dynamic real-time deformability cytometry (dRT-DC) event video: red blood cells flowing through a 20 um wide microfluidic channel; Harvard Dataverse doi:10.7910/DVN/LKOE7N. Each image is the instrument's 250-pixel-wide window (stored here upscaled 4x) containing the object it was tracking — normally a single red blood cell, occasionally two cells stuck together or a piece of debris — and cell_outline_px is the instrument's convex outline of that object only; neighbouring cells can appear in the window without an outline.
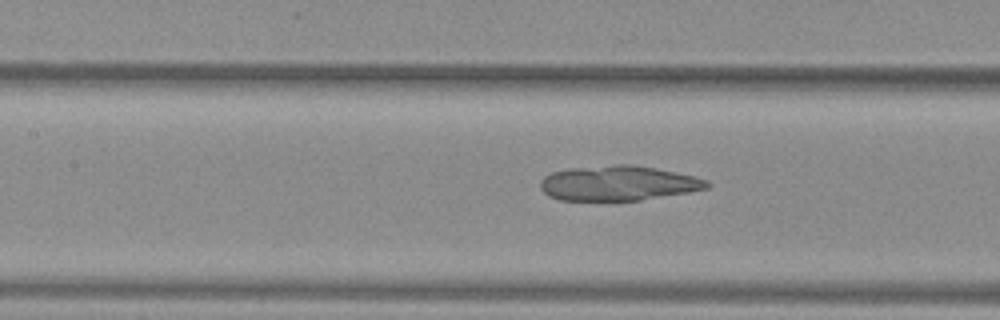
{"species": "common noctule bat (a hibernating species)", "species_latin": "Nyctalus noctula", "temperature_condition": "warm", "stored_images_in_passage": 48, "camera_frame_rate_fps": 3000, "um_per_image_px": 0.085, "animal": {"sex": "female", "body_mass_g": 29.2, "forearm_length_mm": 56.3}, "frame": {"image": 1, "passage_image": 21, "time_ms": 6.667, "image_size_px": [1000, 320], "cell_outline_px": [[712, 184], [708, 188], [688, 192], [640, 200], [560, 200], [548, 196], [540, 188], [540, 180], [544, 176], [552, 172], [568, 168], [616, 164], [632, 164], [656, 168], [696, 176], [708, 180]], "centroid_in_image_um": [52.55, 15.56], "position_along_channel_um": 154.8, "area_um2": 34.1}}
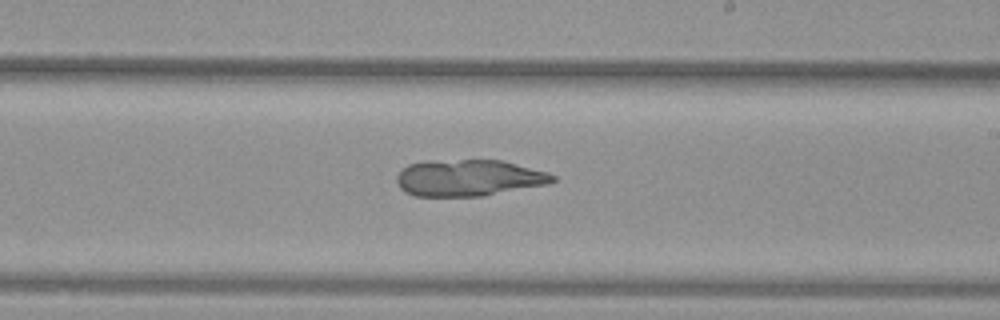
{"frame": {"image": 2, "passage_image": 28, "time_ms": 9.0, "image_size_px": [1000, 320], "cell_outline_px": [[556, 180], [548, 184], [484, 196], [416, 196], [404, 192], [400, 188], [396, 180], [396, 176], [408, 164], [428, 160], [504, 160], [548, 172], [556, 176]], "centroid_in_image_um": [39.85, 15.11], "position_along_channel_um": 249.1, "area_um2": 33.47}}
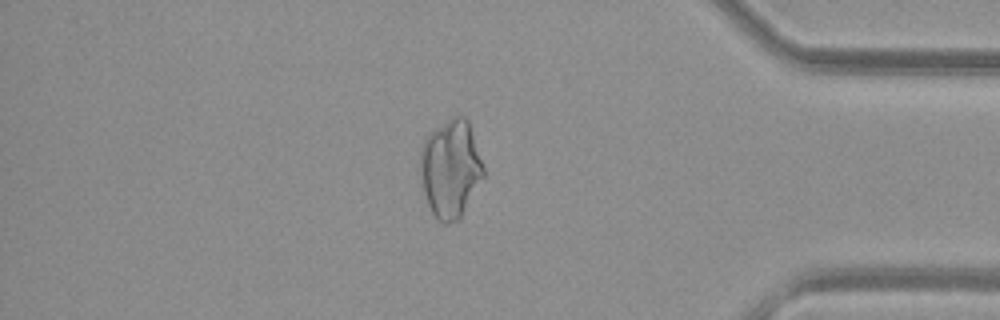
{"frame": {"image": 3, "passage_image": 41, "time_ms": 13.333, "image_size_px": [1000, 320], "cell_outline_px": [[484, 176], [460, 220], [448, 224], [444, 224], [436, 220], [428, 204], [424, 192], [420, 172], [420, 148], [428, 132], [452, 116], [464, 116], [468, 120], [484, 168]], "centroid_in_image_um": [38.28, 14.35], "position_along_channel_um": 396.9, "area_um2": 36.41}}